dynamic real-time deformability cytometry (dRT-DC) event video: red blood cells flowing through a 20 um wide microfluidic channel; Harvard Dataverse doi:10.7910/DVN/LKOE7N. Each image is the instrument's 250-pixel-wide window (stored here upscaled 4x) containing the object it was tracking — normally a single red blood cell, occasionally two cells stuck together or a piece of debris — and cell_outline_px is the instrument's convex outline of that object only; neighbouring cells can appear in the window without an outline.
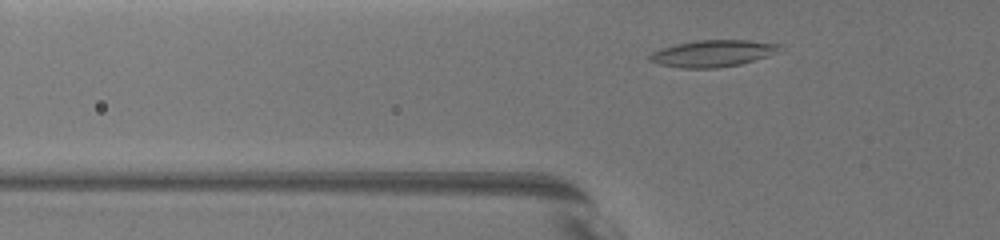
{"species": "common noctule bat (a hibernating species)", "species_latin": "Nyctalus noctula", "temperature_condition": "warm", "stored_images_in_passage": 23, "camera_frame_rate_fps": 3000, "um_per_image_px": 0.085, "animal": {"sex": "female", "body_mass_g": 19.5, "forearm_length_mm": 54.1}, "frame": {"image": 1, "passage_image": 3, "time_ms": 1.0, "image_size_px": [1000, 240], "cell_outline_px": [[780, 52], [768, 56], [740, 64], [716, 68], [680, 68], [660, 64], [648, 60], [648, 56], [652, 52], [660, 48], [676, 44], [696, 40], [748, 40], [780, 44]], "centroid_in_image_um": [60.58, 4.54], "position_along_channel_um": 65.2, "area_um2": 20.29}}
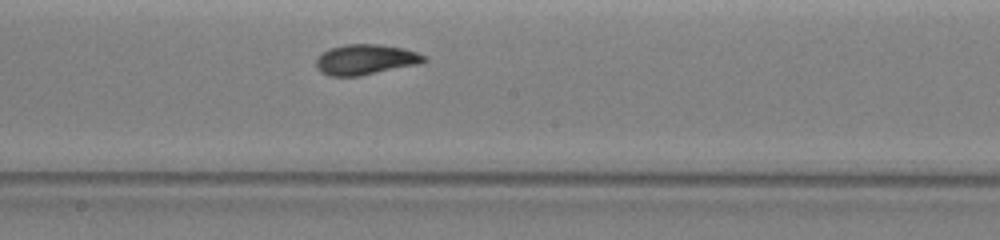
{"frame": {"image": 2, "passage_image": 12, "time_ms": 5.333, "image_size_px": [1000, 240], "cell_outline_px": [[428, 60], [420, 64], [356, 76], [328, 76], [320, 72], [316, 64], [316, 60], [328, 48], [344, 44], [376, 44], [404, 48], [428, 56]], "centroid_in_image_um": [31.1, 5.05], "position_along_channel_um": 217.1, "area_um2": 19.07}}
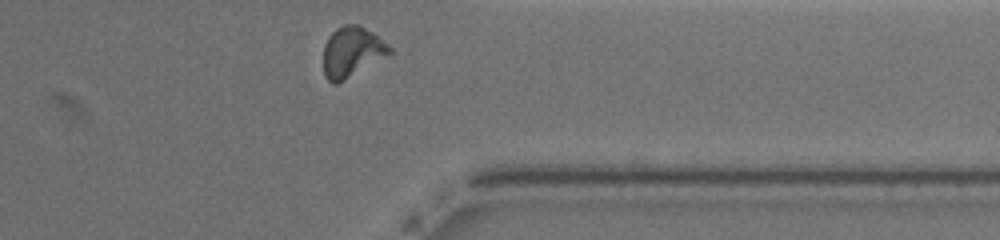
{"frame": {"image": 3, "passage_image": 23, "time_ms": 10.0, "image_size_px": [1000, 240], "cell_outline_px": [[392, 52], [336, 84], [332, 84], [324, 76], [324, 44], [328, 36], [336, 28], [344, 24], [360, 24], [372, 32], [388, 44], [392, 48]], "centroid_in_image_um": [29.88, 4.38], "position_along_channel_um": 381.5, "area_um2": 19.13}, "authors_computed_cell_mechanics": {"area_um2": 18.9584, "velocity_mm_per_s": 3.5916, "shape_relaxation_time_tau1_ms": 4.1726, "shape_relaxation_time_tau2_ms": 1.5891, "deformation_change_tau1": 0.1443, "deformation_change_tau2": 0.08}}